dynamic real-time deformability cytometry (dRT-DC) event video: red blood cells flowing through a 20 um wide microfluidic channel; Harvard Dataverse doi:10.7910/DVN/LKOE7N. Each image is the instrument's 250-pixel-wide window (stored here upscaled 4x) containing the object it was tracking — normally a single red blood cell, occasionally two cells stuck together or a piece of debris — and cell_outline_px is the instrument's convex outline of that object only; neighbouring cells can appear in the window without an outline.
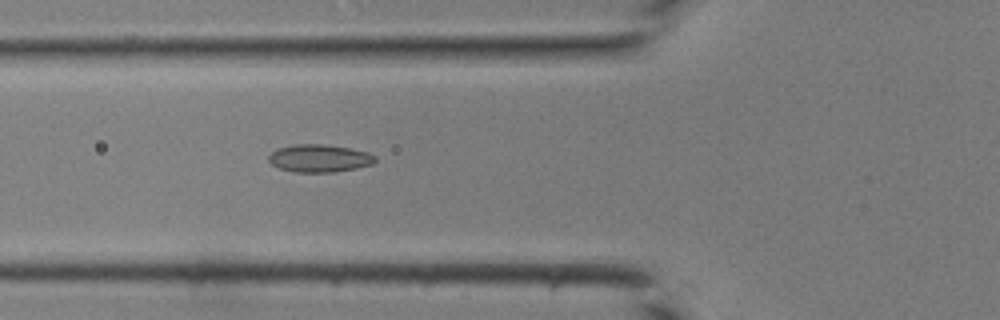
{"species": "common noctule bat (a hibernating species)", "species_latin": "Nyctalus noctula", "temperature_condition": "room temperature", "stored_images_in_passage": 38, "camera_frame_rate_fps": 3000, "um_per_image_px": 0.085, "animal": {"sex": "male", "body_mass_g": 19.0, "forearm_length_mm": 50.8}, "frame": {"image": 1, "passage_image": 11, "time_ms": 3.333, "image_size_px": [1000, 320], "cell_outline_px": [[376, 160], [372, 164], [356, 168], [336, 172], [296, 172], [280, 168], [272, 164], [268, 160], [268, 156], [276, 148], [296, 144], [320, 144], [348, 148], [368, 152], [376, 156]], "centroid_in_image_um": [27.14, 13.45], "position_along_channel_um": 98.7, "area_um2": 17.11}}
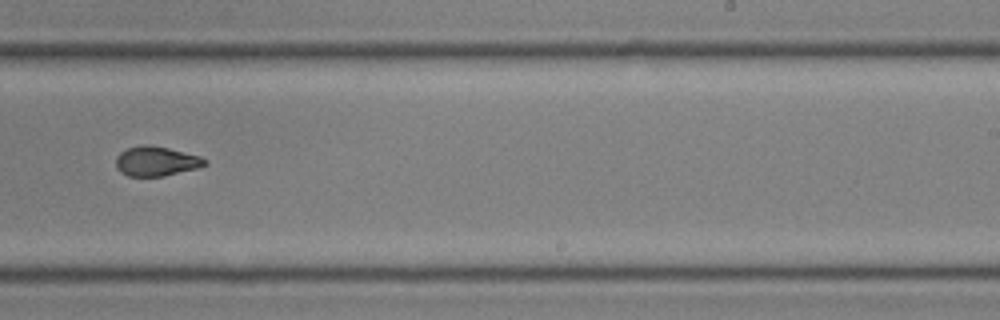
{"frame": {"image": 2, "passage_image": 22, "time_ms": 7.0, "image_size_px": [1000, 320], "cell_outline_px": [[208, 164], [200, 168], [164, 176], [128, 176], [120, 172], [116, 168], [116, 156], [120, 152], [128, 148], [144, 144], [148, 144], [168, 148], [200, 156], [208, 160]], "centroid_in_image_um": [13.3, 13.71], "position_along_channel_um": 275.7, "area_um2": 15.55}}
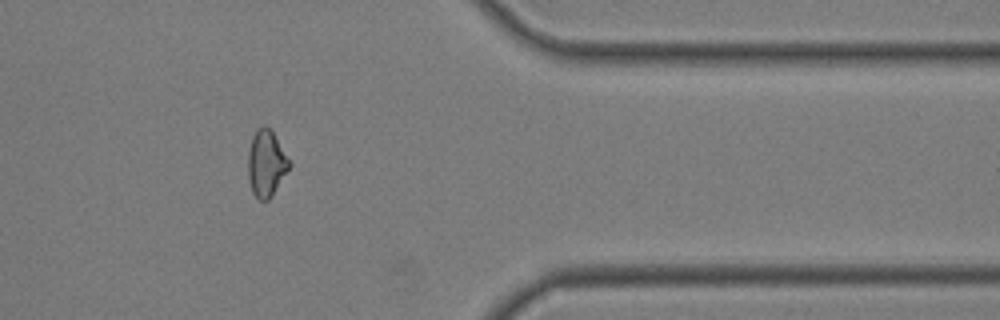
{"frame": {"image": 3, "passage_image": 30, "time_ms": 9.667, "image_size_px": [1000, 320], "cell_outline_px": [[292, 164], [272, 196], [268, 200], [260, 200], [252, 192], [248, 180], [248, 152], [252, 136], [256, 128], [264, 124], [272, 132]], "centroid_in_image_um": [22.61, 13.89], "position_along_channel_um": 388.8, "area_um2": 15.95}}